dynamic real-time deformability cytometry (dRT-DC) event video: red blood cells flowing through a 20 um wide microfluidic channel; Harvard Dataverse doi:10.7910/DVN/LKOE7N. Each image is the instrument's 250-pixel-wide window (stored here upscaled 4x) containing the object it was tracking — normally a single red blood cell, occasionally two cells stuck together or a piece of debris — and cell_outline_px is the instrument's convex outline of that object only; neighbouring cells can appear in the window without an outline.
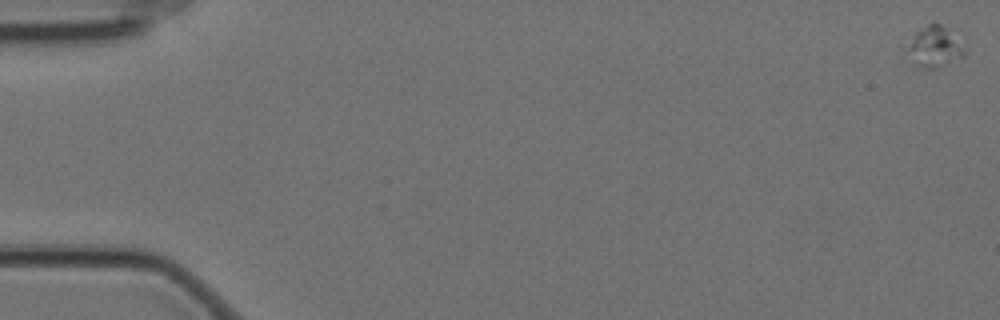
{"species": "Egyptian fruit bat (a non-hibernating species)", "species_latin": "Rousettus aegyptiacus", "temperature_condition": "cold", "stored_images_in_passage": 17, "camera_frame_rate_fps": 3000, "um_per_image_px": 0.085, "animal": {"sex": "female"}, "frame": {"image": 1, "passage_image": 1, "time_ms": 0.0, "image_size_px": [1000, 320], "cell_outline_px": [[964, 56], [936, 68], [920, 68], [912, 64], [908, 48], [912, 36], [920, 28], [932, 20], [940, 24], [944, 28], [964, 52]], "centroid_in_image_um": [79.33, 3.99], "position_along_channel_um": 5.7, "area_um2": 12.89}}
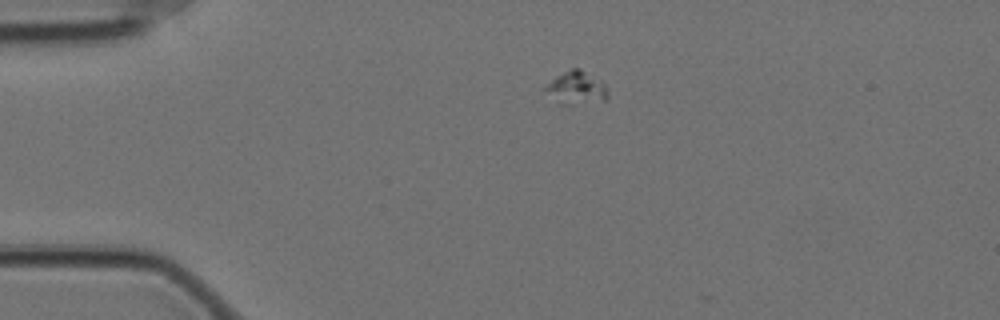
{"frame": {"image": 2, "passage_image": 14, "time_ms": 4.333, "image_size_px": [1000, 320], "cell_outline_px": [[608, 100], [568, 104], [560, 104], [544, 88], [544, 84], [564, 72], [572, 68], [580, 68], [604, 84], [608, 92]], "centroid_in_image_um": [48.99, 7.46], "position_along_channel_um": 36.0, "area_um2": 11.62}}